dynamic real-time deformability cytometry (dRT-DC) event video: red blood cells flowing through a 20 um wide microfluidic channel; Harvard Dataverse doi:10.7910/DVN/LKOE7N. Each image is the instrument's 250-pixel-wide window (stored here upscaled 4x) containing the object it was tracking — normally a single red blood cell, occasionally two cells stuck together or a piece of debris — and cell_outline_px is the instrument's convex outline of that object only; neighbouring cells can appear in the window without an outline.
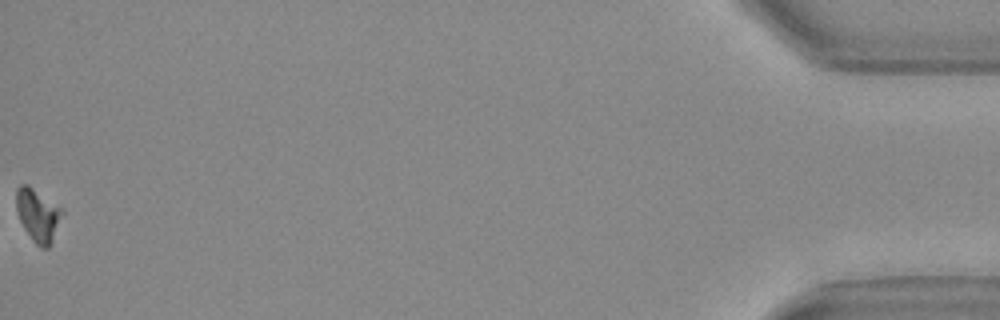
{"species": "Egyptian fruit bat (a non-hibernating species)", "species_latin": "Rousettus aegyptiacus", "temperature_condition": "warm", "stored_images_in_passage": 56, "segment_of_instrument_passage": [2, 2], "camera_frame_rate_fps": 3000, "um_per_image_px": 0.085, "animal": {"sex": "female"}, "frame": {"image": 1, "passage_image": 56, "time_ms": 18.333, "image_size_px": [1000, 320], "cell_outline_px": [[64, 212], [52, 240], [48, 248], [40, 248], [32, 240], [24, 228], [20, 220], [16, 208], [16, 188], [20, 184], [28, 184], [64, 208]], "centroid_in_image_um": [3.23, 18.25], "position_along_channel_um": 432.0, "area_um2": 14.28}}